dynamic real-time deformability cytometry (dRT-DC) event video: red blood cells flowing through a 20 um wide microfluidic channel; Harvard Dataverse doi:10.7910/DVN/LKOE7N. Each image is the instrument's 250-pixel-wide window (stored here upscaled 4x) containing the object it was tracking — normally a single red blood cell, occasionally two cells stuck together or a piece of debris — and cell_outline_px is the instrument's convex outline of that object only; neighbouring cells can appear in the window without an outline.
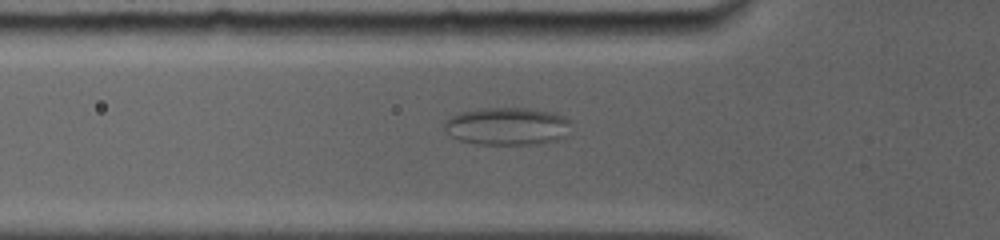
{"species": "common noctule bat (a hibernating species)", "species_latin": "Nyctalus noctula", "temperature_condition": "room temperature", "stored_images_in_passage": 6, "camera_frame_rate_fps": 5000, "um_per_image_px": 0.085, "animal": {"sex": "female", "body_mass_g": 19.0, "forearm_length_mm": 56.7}, "frame": {"image": 1, "passage_image": 2, "time_ms": 0.8, "image_size_px": [1000, 240], "cell_outline_px": [[572, 120], [568, 136], [564, 140], [540, 144], [476, 144], [460, 140], [444, 132], [444, 120], [460, 112], [480, 108], [528, 108], [552, 112], [564, 116]], "centroid_in_image_um": [43.18, 10.74], "position_along_channel_um": 82.6, "area_um2": 28.5}}
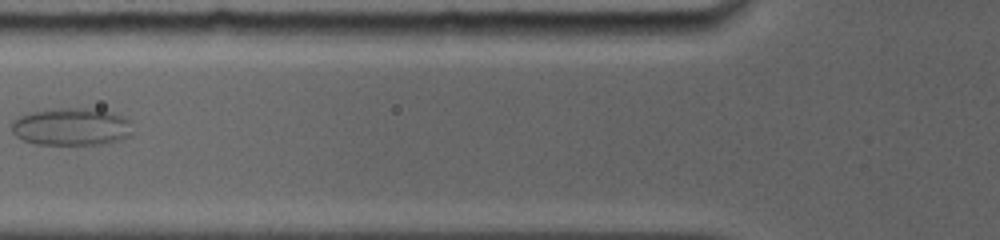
{"frame": {"image": 2, "passage_image": 3, "time_ms": 1.8, "image_size_px": [1000, 240], "cell_outline_px": [[132, 136], [104, 144], [36, 144], [24, 140], [16, 136], [12, 132], [12, 120], [20, 116], [32, 112], [52, 108], [92, 108], [112, 112], [124, 116], [128, 120], [132, 132]], "centroid_in_image_um": [6.08, 10.76], "position_along_channel_um": 119.7, "area_um2": 26.59}}
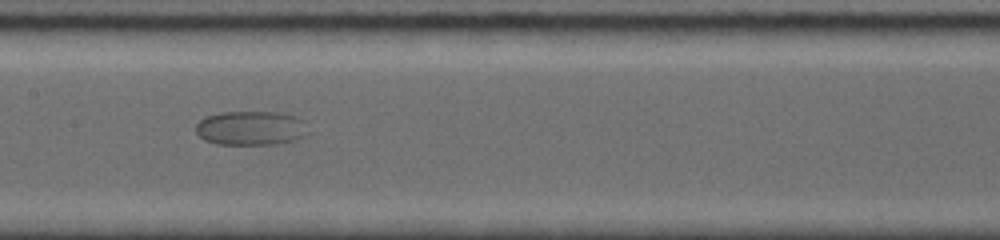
{"frame": {"image": 3, "passage_image": 5, "time_ms": 3.6, "image_size_px": [1000, 240], "cell_outline_px": [[308, 132], [304, 136], [296, 140], [276, 144], [216, 144], [204, 140], [196, 132], [196, 124], [204, 116], [220, 112], [280, 112], [296, 116], [304, 120]], "centroid_in_image_um": [21.33, 10.88], "position_along_channel_um": 186.1, "area_um2": 22.66}}